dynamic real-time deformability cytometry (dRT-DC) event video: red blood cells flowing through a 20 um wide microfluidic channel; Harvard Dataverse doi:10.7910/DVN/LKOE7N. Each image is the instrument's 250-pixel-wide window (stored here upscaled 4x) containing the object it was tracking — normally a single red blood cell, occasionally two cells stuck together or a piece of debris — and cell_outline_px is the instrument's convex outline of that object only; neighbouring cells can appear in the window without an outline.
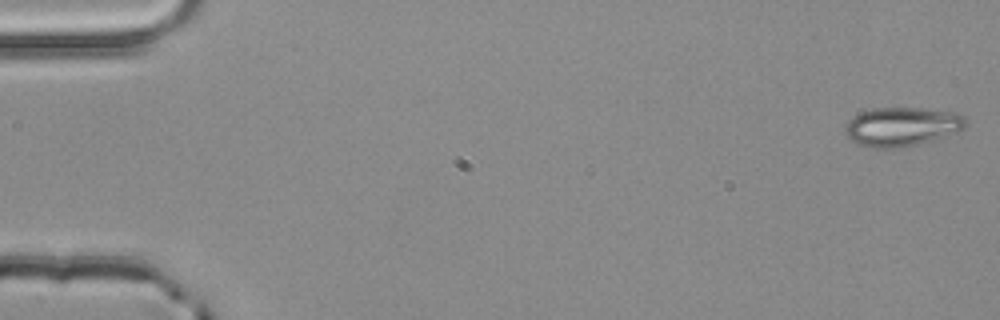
{"species": "common noctule bat (a hibernating species)", "species_latin": "Nyctalus noctula", "temperature_condition": "room temperature", "stored_images_in_passage": 3, "camera_frame_rate_fps": 3000, "um_per_image_px": 0.085, "animal": {"sex": "male", "body_mass_g": 20.4}, "frame": {"image": 1, "passage_image": 1, "time_ms": 0.0, "image_size_px": [1000, 320], "cell_outline_px": [[964, 128], [956, 132], [944, 136], [904, 148], [868, 148], [856, 144], [844, 132], [844, 128], [848, 120], [852, 116], [860, 112], [872, 108], [920, 108], [956, 112], [964, 116]], "centroid_in_image_um": [76.59, 10.77], "position_along_channel_um": 8.4, "area_um2": 27.51}}